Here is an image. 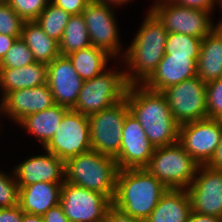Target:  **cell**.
I'll return each mask as SVG.
<instances>
[{
    "mask_svg": "<svg viewBox=\"0 0 222 222\" xmlns=\"http://www.w3.org/2000/svg\"><path fill=\"white\" fill-rule=\"evenodd\" d=\"M104 222H146L132 217L129 214L124 213L122 210L118 209L114 204H112L105 216Z\"/></svg>",
    "mask_w": 222,
    "mask_h": 222,
    "instance_id": "cell-36",
    "label": "cell"
},
{
    "mask_svg": "<svg viewBox=\"0 0 222 222\" xmlns=\"http://www.w3.org/2000/svg\"><path fill=\"white\" fill-rule=\"evenodd\" d=\"M63 183L38 182L19 189L18 205L24 213L43 216L60 203Z\"/></svg>",
    "mask_w": 222,
    "mask_h": 222,
    "instance_id": "cell-20",
    "label": "cell"
},
{
    "mask_svg": "<svg viewBox=\"0 0 222 222\" xmlns=\"http://www.w3.org/2000/svg\"><path fill=\"white\" fill-rule=\"evenodd\" d=\"M44 151L45 154L32 156L15 166L13 174L19 189L38 182H65V161Z\"/></svg>",
    "mask_w": 222,
    "mask_h": 222,
    "instance_id": "cell-17",
    "label": "cell"
},
{
    "mask_svg": "<svg viewBox=\"0 0 222 222\" xmlns=\"http://www.w3.org/2000/svg\"><path fill=\"white\" fill-rule=\"evenodd\" d=\"M201 38L181 33H168L165 54L180 57H199Z\"/></svg>",
    "mask_w": 222,
    "mask_h": 222,
    "instance_id": "cell-29",
    "label": "cell"
},
{
    "mask_svg": "<svg viewBox=\"0 0 222 222\" xmlns=\"http://www.w3.org/2000/svg\"><path fill=\"white\" fill-rule=\"evenodd\" d=\"M115 6L91 1L82 15L84 17L91 46L101 48L110 54L114 60L124 55L117 19L114 15ZM122 48V49H121ZM116 56V57H115Z\"/></svg>",
    "mask_w": 222,
    "mask_h": 222,
    "instance_id": "cell-12",
    "label": "cell"
},
{
    "mask_svg": "<svg viewBox=\"0 0 222 222\" xmlns=\"http://www.w3.org/2000/svg\"><path fill=\"white\" fill-rule=\"evenodd\" d=\"M155 147L150 142L138 120L129 112L123 123L122 142L115 159L120 169L146 168Z\"/></svg>",
    "mask_w": 222,
    "mask_h": 222,
    "instance_id": "cell-15",
    "label": "cell"
},
{
    "mask_svg": "<svg viewBox=\"0 0 222 222\" xmlns=\"http://www.w3.org/2000/svg\"><path fill=\"white\" fill-rule=\"evenodd\" d=\"M42 217L44 222H71L64 214L60 204L50 208Z\"/></svg>",
    "mask_w": 222,
    "mask_h": 222,
    "instance_id": "cell-39",
    "label": "cell"
},
{
    "mask_svg": "<svg viewBox=\"0 0 222 222\" xmlns=\"http://www.w3.org/2000/svg\"><path fill=\"white\" fill-rule=\"evenodd\" d=\"M34 62L31 50L21 38H17L0 62V68H19Z\"/></svg>",
    "mask_w": 222,
    "mask_h": 222,
    "instance_id": "cell-30",
    "label": "cell"
},
{
    "mask_svg": "<svg viewBox=\"0 0 222 222\" xmlns=\"http://www.w3.org/2000/svg\"><path fill=\"white\" fill-rule=\"evenodd\" d=\"M117 161L94 150L65 161V181L99 192L112 202L116 193Z\"/></svg>",
    "mask_w": 222,
    "mask_h": 222,
    "instance_id": "cell-4",
    "label": "cell"
},
{
    "mask_svg": "<svg viewBox=\"0 0 222 222\" xmlns=\"http://www.w3.org/2000/svg\"><path fill=\"white\" fill-rule=\"evenodd\" d=\"M208 167L212 169H220L222 170V131L219 144L210 159V161L206 164Z\"/></svg>",
    "mask_w": 222,
    "mask_h": 222,
    "instance_id": "cell-40",
    "label": "cell"
},
{
    "mask_svg": "<svg viewBox=\"0 0 222 222\" xmlns=\"http://www.w3.org/2000/svg\"><path fill=\"white\" fill-rule=\"evenodd\" d=\"M197 76L206 84L222 78V43L213 32L202 39Z\"/></svg>",
    "mask_w": 222,
    "mask_h": 222,
    "instance_id": "cell-25",
    "label": "cell"
},
{
    "mask_svg": "<svg viewBox=\"0 0 222 222\" xmlns=\"http://www.w3.org/2000/svg\"><path fill=\"white\" fill-rule=\"evenodd\" d=\"M20 38L31 50L36 62L48 64L60 55L59 43L50 38L35 20L23 23Z\"/></svg>",
    "mask_w": 222,
    "mask_h": 222,
    "instance_id": "cell-24",
    "label": "cell"
},
{
    "mask_svg": "<svg viewBox=\"0 0 222 222\" xmlns=\"http://www.w3.org/2000/svg\"><path fill=\"white\" fill-rule=\"evenodd\" d=\"M21 222H44V221L43 217L40 215L23 213V218Z\"/></svg>",
    "mask_w": 222,
    "mask_h": 222,
    "instance_id": "cell-43",
    "label": "cell"
},
{
    "mask_svg": "<svg viewBox=\"0 0 222 222\" xmlns=\"http://www.w3.org/2000/svg\"><path fill=\"white\" fill-rule=\"evenodd\" d=\"M19 188L12 173L0 171V208L18 205Z\"/></svg>",
    "mask_w": 222,
    "mask_h": 222,
    "instance_id": "cell-32",
    "label": "cell"
},
{
    "mask_svg": "<svg viewBox=\"0 0 222 222\" xmlns=\"http://www.w3.org/2000/svg\"><path fill=\"white\" fill-rule=\"evenodd\" d=\"M213 33L218 37V39L222 43V22H219L216 25L213 24Z\"/></svg>",
    "mask_w": 222,
    "mask_h": 222,
    "instance_id": "cell-45",
    "label": "cell"
},
{
    "mask_svg": "<svg viewBox=\"0 0 222 222\" xmlns=\"http://www.w3.org/2000/svg\"><path fill=\"white\" fill-rule=\"evenodd\" d=\"M186 190L194 213L222 218V170L199 165Z\"/></svg>",
    "mask_w": 222,
    "mask_h": 222,
    "instance_id": "cell-14",
    "label": "cell"
},
{
    "mask_svg": "<svg viewBox=\"0 0 222 222\" xmlns=\"http://www.w3.org/2000/svg\"><path fill=\"white\" fill-rule=\"evenodd\" d=\"M70 17L62 8L49 2L35 21L50 38L59 43Z\"/></svg>",
    "mask_w": 222,
    "mask_h": 222,
    "instance_id": "cell-28",
    "label": "cell"
},
{
    "mask_svg": "<svg viewBox=\"0 0 222 222\" xmlns=\"http://www.w3.org/2000/svg\"><path fill=\"white\" fill-rule=\"evenodd\" d=\"M168 33L149 10L130 46L122 55L128 85H143L155 72L165 54Z\"/></svg>",
    "mask_w": 222,
    "mask_h": 222,
    "instance_id": "cell-2",
    "label": "cell"
},
{
    "mask_svg": "<svg viewBox=\"0 0 222 222\" xmlns=\"http://www.w3.org/2000/svg\"><path fill=\"white\" fill-rule=\"evenodd\" d=\"M8 0H0V3H6Z\"/></svg>",
    "mask_w": 222,
    "mask_h": 222,
    "instance_id": "cell-47",
    "label": "cell"
},
{
    "mask_svg": "<svg viewBox=\"0 0 222 222\" xmlns=\"http://www.w3.org/2000/svg\"><path fill=\"white\" fill-rule=\"evenodd\" d=\"M92 1L105 3V4H108V5H112V6H116V8H117L118 6H122L124 4L129 3L131 0H92Z\"/></svg>",
    "mask_w": 222,
    "mask_h": 222,
    "instance_id": "cell-44",
    "label": "cell"
},
{
    "mask_svg": "<svg viewBox=\"0 0 222 222\" xmlns=\"http://www.w3.org/2000/svg\"><path fill=\"white\" fill-rule=\"evenodd\" d=\"M208 118L222 120V78L206 84Z\"/></svg>",
    "mask_w": 222,
    "mask_h": 222,
    "instance_id": "cell-34",
    "label": "cell"
},
{
    "mask_svg": "<svg viewBox=\"0 0 222 222\" xmlns=\"http://www.w3.org/2000/svg\"><path fill=\"white\" fill-rule=\"evenodd\" d=\"M23 213L19 205L0 208V222H21Z\"/></svg>",
    "mask_w": 222,
    "mask_h": 222,
    "instance_id": "cell-38",
    "label": "cell"
},
{
    "mask_svg": "<svg viewBox=\"0 0 222 222\" xmlns=\"http://www.w3.org/2000/svg\"><path fill=\"white\" fill-rule=\"evenodd\" d=\"M169 33L205 38L213 32L211 11L156 0L149 9Z\"/></svg>",
    "mask_w": 222,
    "mask_h": 222,
    "instance_id": "cell-7",
    "label": "cell"
},
{
    "mask_svg": "<svg viewBox=\"0 0 222 222\" xmlns=\"http://www.w3.org/2000/svg\"><path fill=\"white\" fill-rule=\"evenodd\" d=\"M168 188L147 169H120L113 204L124 213L146 221Z\"/></svg>",
    "mask_w": 222,
    "mask_h": 222,
    "instance_id": "cell-3",
    "label": "cell"
},
{
    "mask_svg": "<svg viewBox=\"0 0 222 222\" xmlns=\"http://www.w3.org/2000/svg\"><path fill=\"white\" fill-rule=\"evenodd\" d=\"M68 110L69 108L65 106L54 104L43 111L27 115L17 124L34 135L40 145L42 144L44 147L56 133Z\"/></svg>",
    "mask_w": 222,
    "mask_h": 222,
    "instance_id": "cell-22",
    "label": "cell"
},
{
    "mask_svg": "<svg viewBox=\"0 0 222 222\" xmlns=\"http://www.w3.org/2000/svg\"><path fill=\"white\" fill-rule=\"evenodd\" d=\"M126 102L130 113L138 120L154 147L168 146L179 141V124L171 114L162 92L144 85H129Z\"/></svg>",
    "mask_w": 222,
    "mask_h": 222,
    "instance_id": "cell-1",
    "label": "cell"
},
{
    "mask_svg": "<svg viewBox=\"0 0 222 222\" xmlns=\"http://www.w3.org/2000/svg\"><path fill=\"white\" fill-rule=\"evenodd\" d=\"M67 57L70 59L73 68L84 81L101 74L107 69L109 61L113 60V57L105 50L95 46L72 52L67 55Z\"/></svg>",
    "mask_w": 222,
    "mask_h": 222,
    "instance_id": "cell-26",
    "label": "cell"
},
{
    "mask_svg": "<svg viewBox=\"0 0 222 222\" xmlns=\"http://www.w3.org/2000/svg\"><path fill=\"white\" fill-rule=\"evenodd\" d=\"M198 57L164 54L157 69L143 84L147 89L163 92L166 88L197 76Z\"/></svg>",
    "mask_w": 222,
    "mask_h": 222,
    "instance_id": "cell-19",
    "label": "cell"
},
{
    "mask_svg": "<svg viewBox=\"0 0 222 222\" xmlns=\"http://www.w3.org/2000/svg\"><path fill=\"white\" fill-rule=\"evenodd\" d=\"M92 0H50L56 7L72 15H81Z\"/></svg>",
    "mask_w": 222,
    "mask_h": 222,
    "instance_id": "cell-35",
    "label": "cell"
},
{
    "mask_svg": "<svg viewBox=\"0 0 222 222\" xmlns=\"http://www.w3.org/2000/svg\"><path fill=\"white\" fill-rule=\"evenodd\" d=\"M126 97L89 118L92 150L116 159L122 142L123 123L129 113Z\"/></svg>",
    "mask_w": 222,
    "mask_h": 222,
    "instance_id": "cell-8",
    "label": "cell"
},
{
    "mask_svg": "<svg viewBox=\"0 0 222 222\" xmlns=\"http://www.w3.org/2000/svg\"><path fill=\"white\" fill-rule=\"evenodd\" d=\"M21 36H9L0 34V62L5 57L6 52L11 48L17 38Z\"/></svg>",
    "mask_w": 222,
    "mask_h": 222,
    "instance_id": "cell-41",
    "label": "cell"
},
{
    "mask_svg": "<svg viewBox=\"0 0 222 222\" xmlns=\"http://www.w3.org/2000/svg\"><path fill=\"white\" fill-rule=\"evenodd\" d=\"M187 222H222V218L190 212Z\"/></svg>",
    "mask_w": 222,
    "mask_h": 222,
    "instance_id": "cell-42",
    "label": "cell"
},
{
    "mask_svg": "<svg viewBox=\"0 0 222 222\" xmlns=\"http://www.w3.org/2000/svg\"><path fill=\"white\" fill-rule=\"evenodd\" d=\"M83 83L67 56L59 55L47 64V84L55 104L72 109Z\"/></svg>",
    "mask_w": 222,
    "mask_h": 222,
    "instance_id": "cell-16",
    "label": "cell"
},
{
    "mask_svg": "<svg viewBox=\"0 0 222 222\" xmlns=\"http://www.w3.org/2000/svg\"><path fill=\"white\" fill-rule=\"evenodd\" d=\"M46 83V63L34 62L19 68H0L2 98L10 91L34 88Z\"/></svg>",
    "mask_w": 222,
    "mask_h": 222,
    "instance_id": "cell-21",
    "label": "cell"
},
{
    "mask_svg": "<svg viewBox=\"0 0 222 222\" xmlns=\"http://www.w3.org/2000/svg\"><path fill=\"white\" fill-rule=\"evenodd\" d=\"M43 148L64 161L91 150L88 116L69 109Z\"/></svg>",
    "mask_w": 222,
    "mask_h": 222,
    "instance_id": "cell-11",
    "label": "cell"
},
{
    "mask_svg": "<svg viewBox=\"0 0 222 222\" xmlns=\"http://www.w3.org/2000/svg\"><path fill=\"white\" fill-rule=\"evenodd\" d=\"M222 120L206 118L179 126V143L199 164L206 165L212 158L221 137Z\"/></svg>",
    "mask_w": 222,
    "mask_h": 222,
    "instance_id": "cell-13",
    "label": "cell"
},
{
    "mask_svg": "<svg viewBox=\"0 0 222 222\" xmlns=\"http://www.w3.org/2000/svg\"><path fill=\"white\" fill-rule=\"evenodd\" d=\"M185 7L198 8L214 12L218 0H169Z\"/></svg>",
    "mask_w": 222,
    "mask_h": 222,
    "instance_id": "cell-37",
    "label": "cell"
},
{
    "mask_svg": "<svg viewBox=\"0 0 222 222\" xmlns=\"http://www.w3.org/2000/svg\"><path fill=\"white\" fill-rule=\"evenodd\" d=\"M217 5H219V8H221V10H222V0H218L217 1ZM222 12V11H221ZM222 18V17H221ZM219 22H222V19L221 20H219Z\"/></svg>",
    "mask_w": 222,
    "mask_h": 222,
    "instance_id": "cell-46",
    "label": "cell"
},
{
    "mask_svg": "<svg viewBox=\"0 0 222 222\" xmlns=\"http://www.w3.org/2000/svg\"><path fill=\"white\" fill-rule=\"evenodd\" d=\"M162 93L179 125L208 118L206 83L198 76L170 86Z\"/></svg>",
    "mask_w": 222,
    "mask_h": 222,
    "instance_id": "cell-9",
    "label": "cell"
},
{
    "mask_svg": "<svg viewBox=\"0 0 222 222\" xmlns=\"http://www.w3.org/2000/svg\"><path fill=\"white\" fill-rule=\"evenodd\" d=\"M199 164L177 142L168 146L155 147L147 169L168 189H187Z\"/></svg>",
    "mask_w": 222,
    "mask_h": 222,
    "instance_id": "cell-6",
    "label": "cell"
},
{
    "mask_svg": "<svg viewBox=\"0 0 222 222\" xmlns=\"http://www.w3.org/2000/svg\"><path fill=\"white\" fill-rule=\"evenodd\" d=\"M90 46V37L83 15H72L59 42L60 55L67 56Z\"/></svg>",
    "mask_w": 222,
    "mask_h": 222,
    "instance_id": "cell-27",
    "label": "cell"
},
{
    "mask_svg": "<svg viewBox=\"0 0 222 222\" xmlns=\"http://www.w3.org/2000/svg\"><path fill=\"white\" fill-rule=\"evenodd\" d=\"M106 69L94 78L84 81L72 110L83 115L100 112L125 98L128 83L125 71Z\"/></svg>",
    "mask_w": 222,
    "mask_h": 222,
    "instance_id": "cell-5",
    "label": "cell"
},
{
    "mask_svg": "<svg viewBox=\"0 0 222 222\" xmlns=\"http://www.w3.org/2000/svg\"><path fill=\"white\" fill-rule=\"evenodd\" d=\"M50 0H8L10 7L24 20H36Z\"/></svg>",
    "mask_w": 222,
    "mask_h": 222,
    "instance_id": "cell-33",
    "label": "cell"
},
{
    "mask_svg": "<svg viewBox=\"0 0 222 222\" xmlns=\"http://www.w3.org/2000/svg\"><path fill=\"white\" fill-rule=\"evenodd\" d=\"M0 102V115H8L7 117L14 120V123L55 104L47 83L34 88L10 91L1 98Z\"/></svg>",
    "mask_w": 222,
    "mask_h": 222,
    "instance_id": "cell-18",
    "label": "cell"
},
{
    "mask_svg": "<svg viewBox=\"0 0 222 222\" xmlns=\"http://www.w3.org/2000/svg\"><path fill=\"white\" fill-rule=\"evenodd\" d=\"M25 21L6 3H0V34L21 36Z\"/></svg>",
    "mask_w": 222,
    "mask_h": 222,
    "instance_id": "cell-31",
    "label": "cell"
},
{
    "mask_svg": "<svg viewBox=\"0 0 222 222\" xmlns=\"http://www.w3.org/2000/svg\"><path fill=\"white\" fill-rule=\"evenodd\" d=\"M191 211L186 189H168L146 222H187Z\"/></svg>",
    "mask_w": 222,
    "mask_h": 222,
    "instance_id": "cell-23",
    "label": "cell"
},
{
    "mask_svg": "<svg viewBox=\"0 0 222 222\" xmlns=\"http://www.w3.org/2000/svg\"><path fill=\"white\" fill-rule=\"evenodd\" d=\"M59 204L71 222H104L106 212L113 203L99 192L65 181Z\"/></svg>",
    "mask_w": 222,
    "mask_h": 222,
    "instance_id": "cell-10",
    "label": "cell"
}]
</instances>
